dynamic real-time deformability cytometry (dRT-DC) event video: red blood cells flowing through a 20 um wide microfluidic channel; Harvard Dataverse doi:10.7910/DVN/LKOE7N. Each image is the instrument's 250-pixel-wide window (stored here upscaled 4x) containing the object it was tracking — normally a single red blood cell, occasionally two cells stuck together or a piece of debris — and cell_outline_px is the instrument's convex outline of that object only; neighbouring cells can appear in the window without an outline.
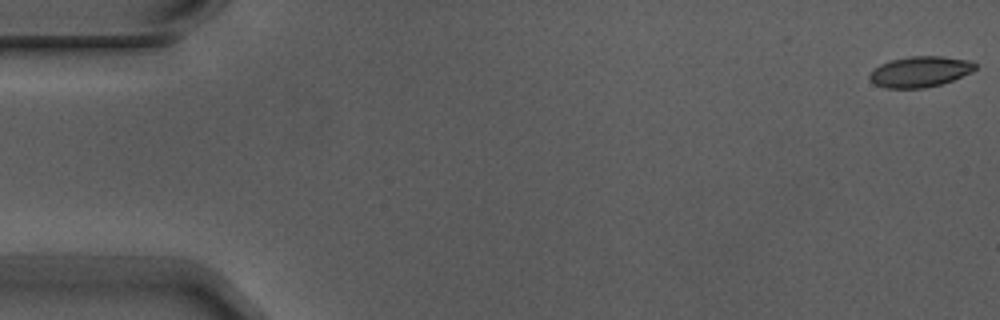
{"species": "Egyptian fruit bat (a non-hibernating species)", "species_latin": "Rousettus aegyptiacus", "temperature_condition": "warm", "stored_images_in_passage": 4, "camera_frame_rate_fps": 3000, "um_per_image_px": 0.085, "animal": {"sex": "male"}, "frame": {"image": 1, "passage_image": 1, "time_ms": 0.0, "image_size_px": [1000, 320], "cell_outline_px": [[976, 68], [972, 72], [952, 80], [940, 84], [924, 88], [884, 88], [876, 84], [868, 76], [872, 68], [880, 64], [892, 60], [908, 56], [940, 56], [968, 60], [976, 64]], "centroid_in_image_um": [78.18, 6.09], "position_along_channel_um": 6.8, "area_um2": 18.84}}
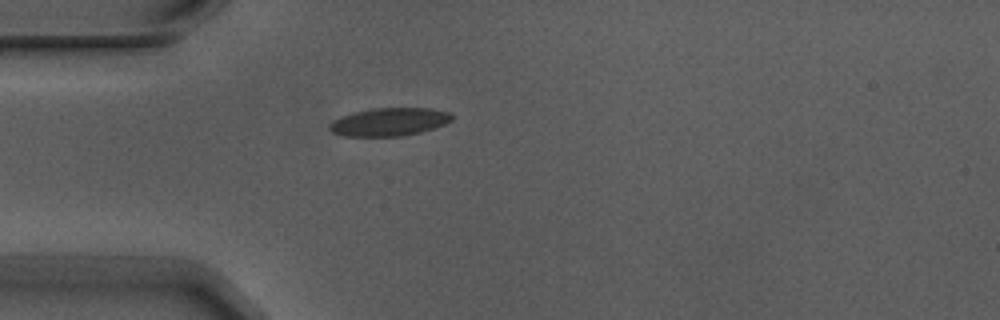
{"frame": {"image": 2, "passage_image": 4, "time_ms": 1.0, "image_size_px": [1000, 320], "cell_outline_px": [[452, 120], [444, 124], [420, 132], [400, 136], [344, 136], [332, 132], [328, 128], [328, 124], [332, 120], [352, 112], [372, 108], [432, 108], [448, 112], [452, 116]], "centroid_in_image_um": [33.04, 10.35], "position_along_channel_um": 52.0, "area_um2": 20.0}}